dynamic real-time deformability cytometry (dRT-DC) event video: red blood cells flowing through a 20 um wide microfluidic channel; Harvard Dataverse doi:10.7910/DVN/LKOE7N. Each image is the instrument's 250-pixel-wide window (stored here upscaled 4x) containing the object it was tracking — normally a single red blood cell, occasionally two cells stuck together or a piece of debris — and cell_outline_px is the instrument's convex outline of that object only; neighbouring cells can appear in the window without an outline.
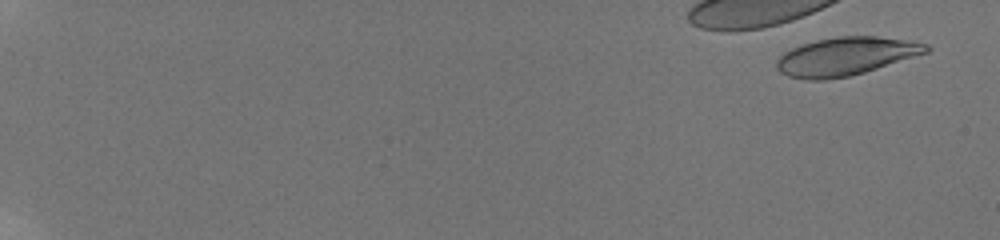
{"species": "human", "species_latin": "Homo sapiens", "temperature_condition": "room temperature", "stored_images_in_passage": 22, "camera_frame_rate_fps": 3000, "um_per_image_px": 0.085, "donor": {"sex": "male"}, "frame": {"image": 1, "passage_image": 4, "time_ms": 1.0, "image_size_px": [1000, 240], "cell_outline_px": [[932, 48], [928, 52], [864, 72], [848, 76], [824, 80], [808, 80], [788, 76], [780, 72], [776, 68], [776, 60], [784, 52], [792, 48], [816, 40], [836, 36], [876, 36], [904, 40], [928, 44]], "centroid_in_image_um": [71.86, 4.79], "position_along_channel_um": 13.1, "area_um2": 33.06}}